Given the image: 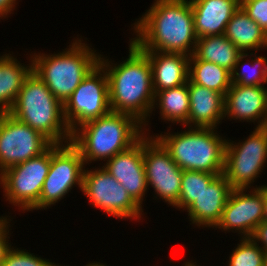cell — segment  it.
I'll return each instance as SVG.
<instances>
[{
  "label": "cell",
  "mask_w": 267,
  "mask_h": 266,
  "mask_svg": "<svg viewBox=\"0 0 267 266\" xmlns=\"http://www.w3.org/2000/svg\"><path fill=\"white\" fill-rule=\"evenodd\" d=\"M155 1L134 23L137 34L131 40L145 52L180 53L190 57L198 40L190 1Z\"/></svg>",
  "instance_id": "obj_1"
},
{
  "label": "cell",
  "mask_w": 267,
  "mask_h": 266,
  "mask_svg": "<svg viewBox=\"0 0 267 266\" xmlns=\"http://www.w3.org/2000/svg\"><path fill=\"white\" fill-rule=\"evenodd\" d=\"M99 55V64L108 78L111 111L131 115L142 126L146 124L143 130H147V117L155 109L152 68L147 53L130 40L129 56L118 65L110 64L111 61Z\"/></svg>",
  "instance_id": "obj_2"
},
{
  "label": "cell",
  "mask_w": 267,
  "mask_h": 266,
  "mask_svg": "<svg viewBox=\"0 0 267 266\" xmlns=\"http://www.w3.org/2000/svg\"><path fill=\"white\" fill-rule=\"evenodd\" d=\"M140 125V126H139ZM134 117L110 111L83 123L72 132L71 142L79 149L84 164L105 161L134 145L145 133Z\"/></svg>",
  "instance_id": "obj_3"
},
{
  "label": "cell",
  "mask_w": 267,
  "mask_h": 266,
  "mask_svg": "<svg viewBox=\"0 0 267 266\" xmlns=\"http://www.w3.org/2000/svg\"><path fill=\"white\" fill-rule=\"evenodd\" d=\"M8 113L40 132L52 144H65L72 140V131L64 118L63 104L33 71L25 79Z\"/></svg>",
  "instance_id": "obj_4"
},
{
  "label": "cell",
  "mask_w": 267,
  "mask_h": 266,
  "mask_svg": "<svg viewBox=\"0 0 267 266\" xmlns=\"http://www.w3.org/2000/svg\"><path fill=\"white\" fill-rule=\"evenodd\" d=\"M93 51L77 38L63 52L31 56L32 71L64 105L88 73L99 64L100 56Z\"/></svg>",
  "instance_id": "obj_5"
},
{
  "label": "cell",
  "mask_w": 267,
  "mask_h": 266,
  "mask_svg": "<svg viewBox=\"0 0 267 266\" xmlns=\"http://www.w3.org/2000/svg\"><path fill=\"white\" fill-rule=\"evenodd\" d=\"M214 132V128L189 127L174 135L158 134L156 139L182 170L223 174L227 140Z\"/></svg>",
  "instance_id": "obj_6"
},
{
  "label": "cell",
  "mask_w": 267,
  "mask_h": 266,
  "mask_svg": "<svg viewBox=\"0 0 267 266\" xmlns=\"http://www.w3.org/2000/svg\"><path fill=\"white\" fill-rule=\"evenodd\" d=\"M233 143L226 141L223 175L233 189H249L267 160V126L256 127L245 141Z\"/></svg>",
  "instance_id": "obj_7"
},
{
  "label": "cell",
  "mask_w": 267,
  "mask_h": 266,
  "mask_svg": "<svg viewBox=\"0 0 267 266\" xmlns=\"http://www.w3.org/2000/svg\"><path fill=\"white\" fill-rule=\"evenodd\" d=\"M51 162V146L41 155L14 165L0 174L7 201L23 211H32L39 203Z\"/></svg>",
  "instance_id": "obj_8"
},
{
  "label": "cell",
  "mask_w": 267,
  "mask_h": 266,
  "mask_svg": "<svg viewBox=\"0 0 267 266\" xmlns=\"http://www.w3.org/2000/svg\"><path fill=\"white\" fill-rule=\"evenodd\" d=\"M84 161L79 149L70 141L51 145V162L39 203L33 208L45 209L62 199L76 184L82 191Z\"/></svg>",
  "instance_id": "obj_9"
},
{
  "label": "cell",
  "mask_w": 267,
  "mask_h": 266,
  "mask_svg": "<svg viewBox=\"0 0 267 266\" xmlns=\"http://www.w3.org/2000/svg\"><path fill=\"white\" fill-rule=\"evenodd\" d=\"M63 107L65 121L72 132L111 111L108 78L100 64L88 73Z\"/></svg>",
  "instance_id": "obj_10"
},
{
  "label": "cell",
  "mask_w": 267,
  "mask_h": 266,
  "mask_svg": "<svg viewBox=\"0 0 267 266\" xmlns=\"http://www.w3.org/2000/svg\"><path fill=\"white\" fill-rule=\"evenodd\" d=\"M82 192L94 207L102 209L109 216L121 219H140V207L126 189L103 167L83 171Z\"/></svg>",
  "instance_id": "obj_11"
},
{
  "label": "cell",
  "mask_w": 267,
  "mask_h": 266,
  "mask_svg": "<svg viewBox=\"0 0 267 266\" xmlns=\"http://www.w3.org/2000/svg\"><path fill=\"white\" fill-rule=\"evenodd\" d=\"M51 145L40 132L9 113H0V174L41 155Z\"/></svg>",
  "instance_id": "obj_12"
},
{
  "label": "cell",
  "mask_w": 267,
  "mask_h": 266,
  "mask_svg": "<svg viewBox=\"0 0 267 266\" xmlns=\"http://www.w3.org/2000/svg\"><path fill=\"white\" fill-rule=\"evenodd\" d=\"M143 163L148 187L152 186L159 198L174 207L180 196L183 170L155 136L149 137L146 132L143 135Z\"/></svg>",
  "instance_id": "obj_13"
},
{
  "label": "cell",
  "mask_w": 267,
  "mask_h": 266,
  "mask_svg": "<svg viewBox=\"0 0 267 266\" xmlns=\"http://www.w3.org/2000/svg\"><path fill=\"white\" fill-rule=\"evenodd\" d=\"M251 190L246 194L247 188L232 189L221 220L215 228L237 230L242 237L252 236L257 226L264 221V203L263 186Z\"/></svg>",
  "instance_id": "obj_14"
},
{
  "label": "cell",
  "mask_w": 267,
  "mask_h": 266,
  "mask_svg": "<svg viewBox=\"0 0 267 266\" xmlns=\"http://www.w3.org/2000/svg\"><path fill=\"white\" fill-rule=\"evenodd\" d=\"M103 168L112 175L142 207L148 184L143 163V136L127 150L106 160Z\"/></svg>",
  "instance_id": "obj_15"
},
{
  "label": "cell",
  "mask_w": 267,
  "mask_h": 266,
  "mask_svg": "<svg viewBox=\"0 0 267 266\" xmlns=\"http://www.w3.org/2000/svg\"><path fill=\"white\" fill-rule=\"evenodd\" d=\"M224 116L267 126V87L231 84L225 94Z\"/></svg>",
  "instance_id": "obj_16"
},
{
  "label": "cell",
  "mask_w": 267,
  "mask_h": 266,
  "mask_svg": "<svg viewBox=\"0 0 267 266\" xmlns=\"http://www.w3.org/2000/svg\"><path fill=\"white\" fill-rule=\"evenodd\" d=\"M223 174L218 175L186 210L192 224L203 227H216L228 197L232 191Z\"/></svg>",
  "instance_id": "obj_17"
},
{
  "label": "cell",
  "mask_w": 267,
  "mask_h": 266,
  "mask_svg": "<svg viewBox=\"0 0 267 266\" xmlns=\"http://www.w3.org/2000/svg\"><path fill=\"white\" fill-rule=\"evenodd\" d=\"M197 38L222 35L240 0H189Z\"/></svg>",
  "instance_id": "obj_18"
},
{
  "label": "cell",
  "mask_w": 267,
  "mask_h": 266,
  "mask_svg": "<svg viewBox=\"0 0 267 266\" xmlns=\"http://www.w3.org/2000/svg\"><path fill=\"white\" fill-rule=\"evenodd\" d=\"M187 86L190 99L189 126L215 129L217 124L225 118V96L212 89L192 83L189 79Z\"/></svg>",
  "instance_id": "obj_19"
},
{
  "label": "cell",
  "mask_w": 267,
  "mask_h": 266,
  "mask_svg": "<svg viewBox=\"0 0 267 266\" xmlns=\"http://www.w3.org/2000/svg\"><path fill=\"white\" fill-rule=\"evenodd\" d=\"M146 53L152 68L154 94L187 83L189 56L159 51Z\"/></svg>",
  "instance_id": "obj_20"
},
{
  "label": "cell",
  "mask_w": 267,
  "mask_h": 266,
  "mask_svg": "<svg viewBox=\"0 0 267 266\" xmlns=\"http://www.w3.org/2000/svg\"><path fill=\"white\" fill-rule=\"evenodd\" d=\"M242 53L267 48V34L240 6L226 25L224 33ZM260 48V49H259Z\"/></svg>",
  "instance_id": "obj_21"
},
{
  "label": "cell",
  "mask_w": 267,
  "mask_h": 266,
  "mask_svg": "<svg viewBox=\"0 0 267 266\" xmlns=\"http://www.w3.org/2000/svg\"><path fill=\"white\" fill-rule=\"evenodd\" d=\"M29 65H21L11 54L0 56V113L12 109L25 79L32 72V60Z\"/></svg>",
  "instance_id": "obj_22"
},
{
  "label": "cell",
  "mask_w": 267,
  "mask_h": 266,
  "mask_svg": "<svg viewBox=\"0 0 267 266\" xmlns=\"http://www.w3.org/2000/svg\"><path fill=\"white\" fill-rule=\"evenodd\" d=\"M242 52L224 34L198 38L193 56L232 72Z\"/></svg>",
  "instance_id": "obj_23"
},
{
  "label": "cell",
  "mask_w": 267,
  "mask_h": 266,
  "mask_svg": "<svg viewBox=\"0 0 267 266\" xmlns=\"http://www.w3.org/2000/svg\"><path fill=\"white\" fill-rule=\"evenodd\" d=\"M156 105L159 102V109L162 120L174 123H183L189 127V91L187 83L179 87L159 91L155 94ZM158 101V102H157Z\"/></svg>",
  "instance_id": "obj_24"
},
{
  "label": "cell",
  "mask_w": 267,
  "mask_h": 266,
  "mask_svg": "<svg viewBox=\"0 0 267 266\" xmlns=\"http://www.w3.org/2000/svg\"><path fill=\"white\" fill-rule=\"evenodd\" d=\"M188 79L224 96L231 86L230 71L212 62L198 60L193 55L189 58Z\"/></svg>",
  "instance_id": "obj_25"
},
{
  "label": "cell",
  "mask_w": 267,
  "mask_h": 266,
  "mask_svg": "<svg viewBox=\"0 0 267 266\" xmlns=\"http://www.w3.org/2000/svg\"><path fill=\"white\" fill-rule=\"evenodd\" d=\"M248 54L249 53H242L239 56L238 61L235 64V68L231 72V84L242 86H264V84L267 83V57H256V54L251 52L250 55H255V58H251V62L248 60V63L242 62L247 56H249ZM248 66H250L251 72L246 71V67ZM239 67L242 69L240 70Z\"/></svg>",
  "instance_id": "obj_26"
},
{
  "label": "cell",
  "mask_w": 267,
  "mask_h": 266,
  "mask_svg": "<svg viewBox=\"0 0 267 266\" xmlns=\"http://www.w3.org/2000/svg\"><path fill=\"white\" fill-rule=\"evenodd\" d=\"M218 175L221 174L183 170L180 196L174 207L186 210Z\"/></svg>",
  "instance_id": "obj_27"
},
{
  "label": "cell",
  "mask_w": 267,
  "mask_h": 266,
  "mask_svg": "<svg viewBox=\"0 0 267 266\" xmlns=\"http://www.w3.org/2000/svg\"><path fill=\"white\" fill-rule=\"evenodd\" d=\"M229 256L228 266H264L265 251L251 237H242Z\"/></svg>",
  "instance_id": "obj_28"
},
{
  "label": "cell",
  "mask_w": 267,
  "mask_h": 266,
  "mask_svg": "<svg viewBox=\"0 0 267 266\" xmlns=\"http://www.w3.org/2000/svg\"><path fill=\"white\" fill-rule=\"evenodd\" d=\"M1 266H60L27 251L12 247Z\"/></svg>",
  "instance_id": "obj_29"
},
{
  "label": "cell",
  "mask_w": 267,
  "mask_h": 266,
  "mask_svg": "<svg viewBox=\"0 0 267 266\" xmlns=\"http://www.w3.org/2000/svg\"><path fill=\"white\" fill-rule=\"evenodd\" d=\"M240 6L267 34V0H240Z\"/></svg>",
  "instance_id": "obj_30"
},
{
  "label": "cell",
  "mask_w": 267,
  "mask_h": 266,
  "mask_svg": "<svg viewBox=\"0 0 267 266\" xmlns=\"http://www.w3.org/2000/svg\"><path fill=\"white\" fill-rule=\"evenodd\" d=\"M9 221H11V219H7L6 216L0 217V266L5 260L8 251L11 249V245L8 243L9 240H7L9 238Z\"/></svg>",
  "instance_id": "obj_31"
},
{
  "label": "cell",
  "mask_w": 267,
  "mask_h": 266,
  "mask_svg": "<svg viewBox=\"0 0 267 266\" xmlns=\"http://www.w3.org/2000/svg\"><path fill=\"white\" fill-rule=\"evenodd\" d=\"M251 238L257 243L261 242L260 247L267 252V221L261 222L254 230Z\"/></svg>",
  "instance_id": "obj_32"
},
{
  "label": "cell",
  "mask_w": 267,
  "mask_h": 266,
  "mask_svg": "<svg viewBox=\"0 0 267 266\" xmlns=\"http://www.w3.org/2000/svg\"><path fill=\"white\" fill-rule=\"evenodd\" d=\"M16 1L17 0H0V19L11 14V11L15 9Z\"/></svg>",
  "instance_id": "obj_33"
},
{
  "label": "cell",
  "mask_w": 267,
  "mask_h": 266,
  "mask_svg": "<svg viewBox=\"0 0 267 266\" xmlns=\"http://www.w3.org/2000/svg\"><path fill=\"white\" fill-rule=\"evenodd\" d=\"M264 221H267V185H263Z\"/></svg>",
  "instance_id": "obj_34"
},
{
  "label": "cell",
  "mask_w": 267,
  "mask_h": 266,
  "mask_svg": "<svg viewBox=\"0 0 267 266\" xmlns=\"http://www.w3.org/2000/svg\"><path fill=\"white\" fill-rule=\"evenodd\" d=\"M86 266H107V265H105L103 263L100 264V262L97 263V261H96V263L95 262H93V263L91 262V263H88Z\"/></svg>",
  "instance_id": "obj_35"
},
{
  "label": "cell",
  "mask_w": 267,
  "mask_h": 266,
  "mask_svg": "<svg viewBox=\"0 0 267 266\" xmlns=\"http://www.w3.org/2000/svg\"><path fill=\"white\" fill-rule=\"evenodd\" d=\"M185 266H197L196 264L192 263V261L190 262H186L184 263ZM199 266V265H198Z\"/></svg>",
  "instance_id": "obj_36"
},
{
  "label": "cell",
  "mask_w": 267,
  "mask_h": 266,
  "mask_svg": "<svg viewBox=\"0 0 267 266\" xmlns=\"http://www.w3.org/2000/svg\"><path fill=\"white\" fill-rule=\"evenodd\" d=\"M264 266H267V252H265V257H264Z\"/></svg>",
  "instance_id": "obj_37"
}]
</instances>
